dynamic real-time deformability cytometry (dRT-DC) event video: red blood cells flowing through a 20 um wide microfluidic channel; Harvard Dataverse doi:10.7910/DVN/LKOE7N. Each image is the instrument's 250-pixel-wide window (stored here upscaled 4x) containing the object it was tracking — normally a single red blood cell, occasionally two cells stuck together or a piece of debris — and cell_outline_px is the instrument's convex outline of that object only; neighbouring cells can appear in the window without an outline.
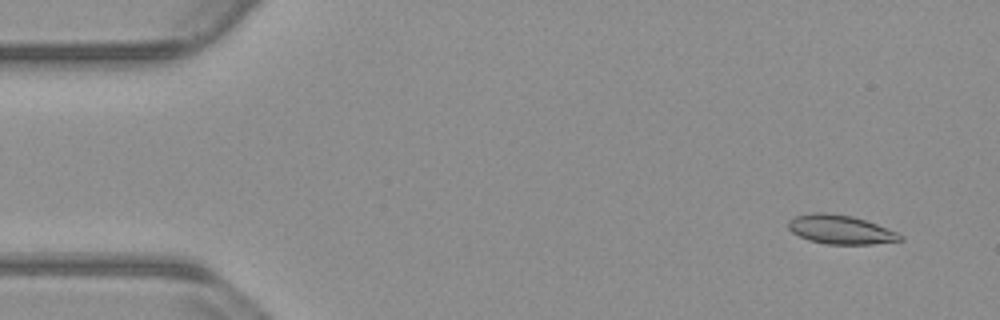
{"species": "common noctule bat (a hibernating species)", "species_latin": "Nyctalus noctula", "temperature_condition": "warm", "stored_images_in_passage": 54, "camera_frame_rate_fps": 3000, "um_per_image_px": 0.085, "animal": {"sex": "male", "body_mass_g": 23.1, "forearm_length_mm": 52.7}, "frame": {"image": 1, "passage_image": 4, "time_ms": 1.0, "image_size_px": [1000, 320], "cell_outline_px": [[904, 240], [872, 244], [824, 244], [808, 240], [792, 232], [788, 228], [788, 220], [796, 216], [812, 212], [824, 212], [852, 216], [876, 224], [896, 232], [904, 236]], "centroid_in_image_um": [71.42, 19.51], "position_along_channel_um": 13.6, "area_um2": 18.84}}
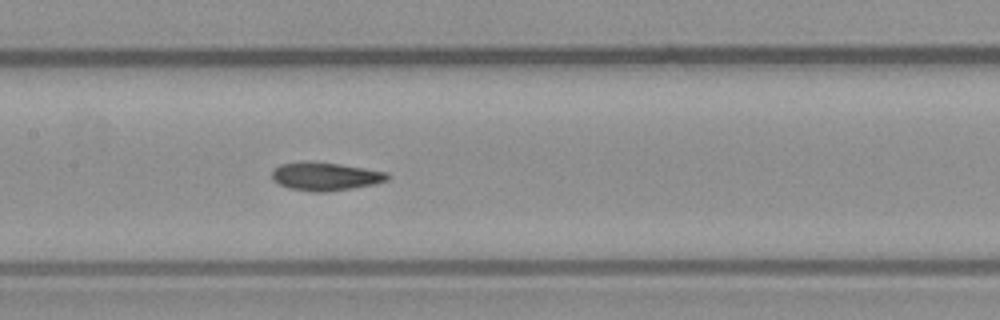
{"frame": {"image": 2, "passage_image": 26, "time_ms": 8.333, "image_size_px": [1000, 320], "cell_outline_px": [[392, 176], [388, 180], [376, 184], [328, 192], [312, 192], [288, 188], [272, 180], [272, 168], [280, 164], [304, 160], [312, 160], [340, 164], [388, 172]], "centroid_in_image_um": [27.64, 14.98], "position_along_channel_um": 179.8, "area_um2": 19.54}}
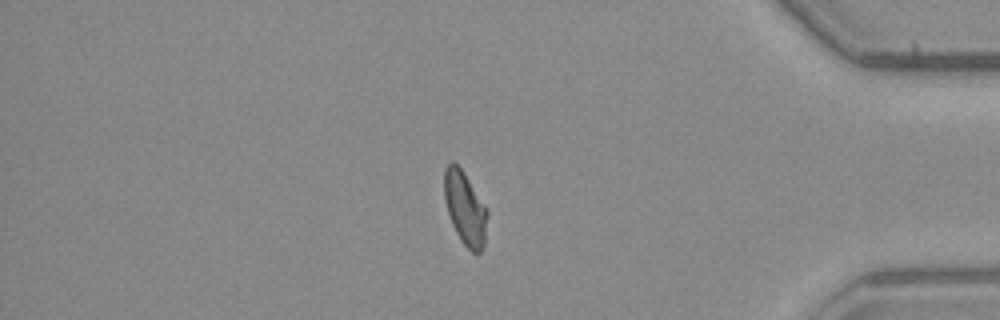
{"frame": {"image": 3, "passage_image": 46, "time_ms": 15.0, "image_size_px": [1000, 320], "cell_outline_px": [[488, 212], [484, 248], [480, 252], [472, 252], [460, 240], [452, 224], [444, 200], [444, 168], [452, 160], [464, 172], [488, 208]], "centroid_in_image_um": [39.54, 17.69], "position_along_channel_um": 395.7, "area_um2": 18.61}, "authors_computed_cell_mechanics": {"area_um2": 18.6983, "velocity_mm_per_s": 3.7817, "shape_relaxation_time_tau1_ms": null, "shape_relaxation_time_tau2_ms": 2.5219, "deformation_change_tau1": null, "deformation_change_tau2": 0.0607}}